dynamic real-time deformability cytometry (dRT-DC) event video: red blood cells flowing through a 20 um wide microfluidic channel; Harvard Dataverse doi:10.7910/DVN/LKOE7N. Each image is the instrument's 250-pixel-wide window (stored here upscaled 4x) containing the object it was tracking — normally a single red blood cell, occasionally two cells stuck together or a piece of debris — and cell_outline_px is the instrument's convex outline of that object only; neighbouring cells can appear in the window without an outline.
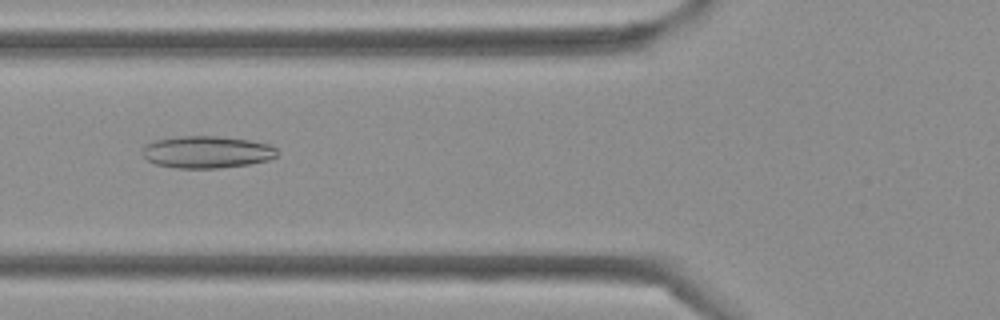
{"species": "Egyptian fruit bat (a non-hibernating species)", "species_latin": "Rousettus aegyptiacus", "temperature_condition": "cold", "stored_images_in_passage": 43, "camera_frame_rate_fps": 3000, "um_per_image_px": 0.085, "frame": {"image": 1, "passage_image": 16, "time_ms": 5.0, "image_size_px": [1000, 320], "cell_outline_px": [[280, 152], [276, 156], [268, 160], [248, 164], [220, 168], [176, 168], [156, 164], [148, 160], [140, 152], [144, 144], [156, 140], [184, 136], [216, 136], [248, 140], [272, 144]], "centroid_in_image_um": [17.59, 12.92], "position_along_channel_um": 108.2, "area_um2": 25.32}}
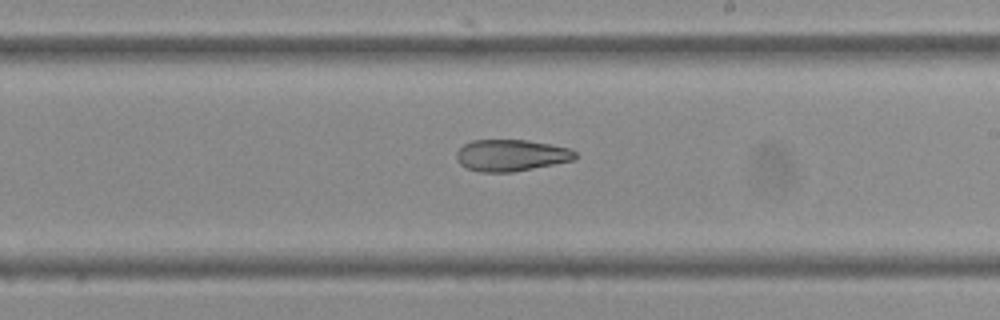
{"frame": {"image": 2, "passage_image": 25, "time_ms": 8.0, "image_size_px": [1000, 320], "cell_outline_px": [[576, 160], [512, 172], [480, 172], [468, 168], [460, 164], [456, 160], [456, 152], [464, 144], [472, 140], [528, 140], [568, 148], [576, 152]], "centroid_in_image_um": [43.43, 13.2], "position_along_channel_um": 245.6, "area_um2": 21.85}}
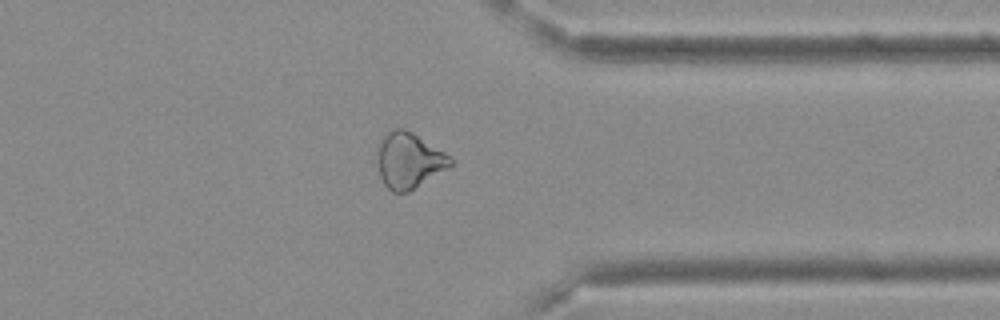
{"frame": {"image": 3, "passage_image": 34, "time_ms": 11.0, "image_size_px": [1000, 320], "cell_outline_px": [[452, 164], [448, 168], [408, 192], [392, 192], [384, 184], [380, 176], [376, 160], [376, 144], [380, 136], [384, 132], [396, 128], [404, 128], [412, 132], [444, 152], [452, 160]], "centroid_in_image_um": [34.67, 13.61], "position_along_channel_um": 376.7, "area_um2": 23.99}}